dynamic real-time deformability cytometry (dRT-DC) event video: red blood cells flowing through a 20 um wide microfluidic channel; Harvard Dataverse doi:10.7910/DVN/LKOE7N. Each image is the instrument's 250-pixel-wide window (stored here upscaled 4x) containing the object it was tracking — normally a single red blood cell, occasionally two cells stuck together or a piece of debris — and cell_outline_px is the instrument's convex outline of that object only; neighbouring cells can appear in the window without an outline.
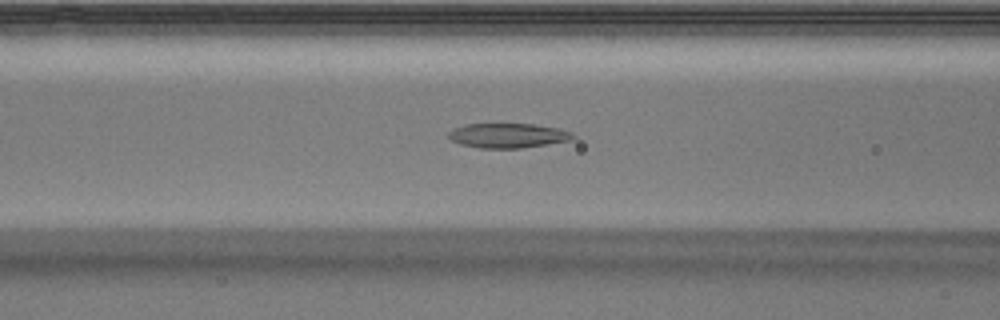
{"species": "Egyptian fruit bat (a non-hibernating species)", "species_latin": "Rousettus aegyptiacus", "temperature_condition": "warm", "stored_images_in_passage": 51, "camera_frame_rate_fps": 3000, "um_per_image_px": 0.085, "animal": {"sex": "male"}, "frame": {"image": 1, "passage_image": 21, "time_ms": 6.667, "image_size_px": [1000, 320], "cell_outline_px": [[576, 136], [572, 140], [520, 148], [480, 148], [460, 144], [452, 140], [448, 136], [448, 132], [464, 124], [532, 124], [560, 128], [572, 132]], "centroid_in_image_um": [43.2, 11.52], "position_along_channel_um": 123.4, "area_um2": 17.8}}
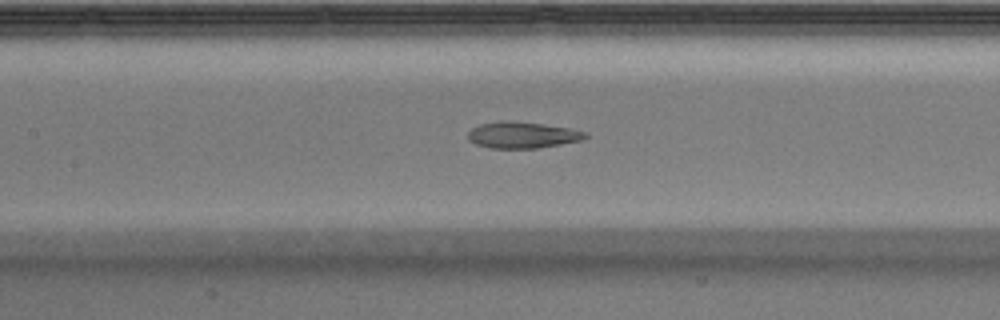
{"frame": {"image": 2, "passage_image": 24, "time_ms": 7.667, "image_size_px": [1000, 320], "cell_outline_px": [[588, 136], [580, 140], [560, 144], [536, 148], [492, 148], [476, 144], [468, 140], [468, 132], [472, 128], [480, 124], [508, 120], [544, 124], [568, 128], [588, 132]], "centroid_in_image_um": [44.39, 11.47], "position_along_channel_um": 163.0, "area_um2": 17.86}}
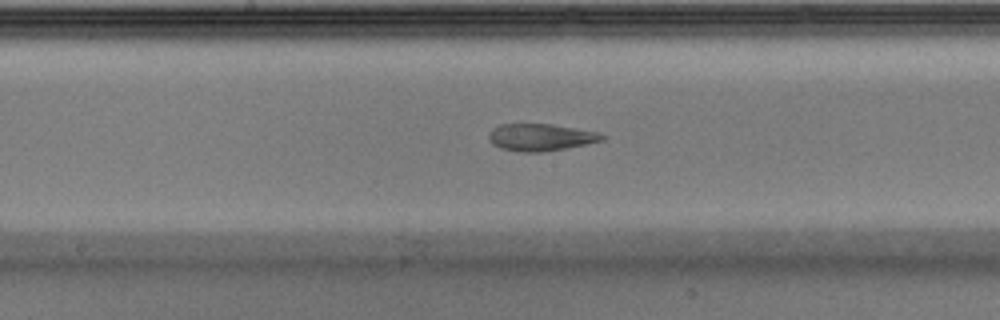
{"frame": {"image": 3, "passage_image": 27, "time_ms": 8.667, "image_size_px": [1000, 320], "cell_outline_px": [[608, 136], [604, 140], [564, 148], [540, 152], [520, 152], [500, 148], [492, 144], [488, 136], [488, 132], [492, 128], [500, 124], [552, 124], [600, 132]], "centroid_in_image_um": [45.95, 11.66], "position_along_channel_um": 202.2, "area_um2": 17.98}}